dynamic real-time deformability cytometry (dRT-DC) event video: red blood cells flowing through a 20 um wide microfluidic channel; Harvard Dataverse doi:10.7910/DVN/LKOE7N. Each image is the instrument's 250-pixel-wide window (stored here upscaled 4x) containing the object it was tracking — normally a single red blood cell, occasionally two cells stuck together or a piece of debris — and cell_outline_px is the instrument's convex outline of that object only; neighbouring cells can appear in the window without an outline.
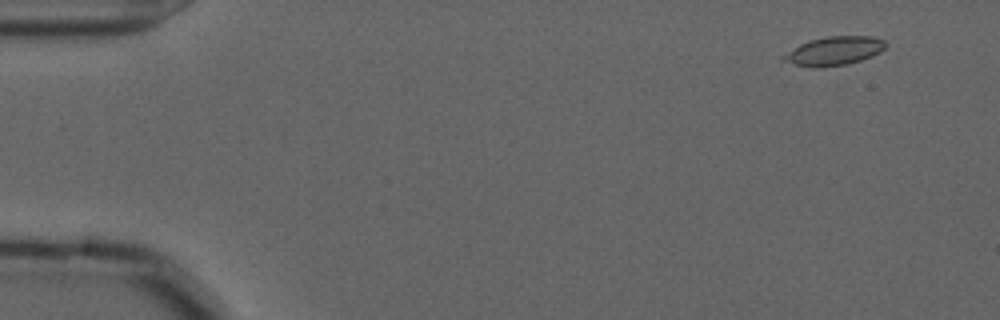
{"species": "common noctule bat (a hibernating species)", "species_latin": "Nyctalus noctula", "temperature_condition": "cold", "stored_images_in_passage": 9, "camera_frame_rate_fps": 3000, "um_per_image_px": 0.085, "animal": {"sex": "male", "forearm_length_mm": 52.5}, "frame": {"image": 1, "passage_image": 5, "time_ms": 1.333, "image_size_px": [1000, 320], "cell_outline_px": [[888, 44], [880, 52], [872, 56], [848, 64], [820, 68], [812, 68], [780, 60], [780, 56], [800, 44], [812, 40], [828, 36], [872, 36], [884, 40]], "centroid_in_image_um": [70.89, 4.34], "position_along_channel_um": 14.1, "area_um2": 17.17}}